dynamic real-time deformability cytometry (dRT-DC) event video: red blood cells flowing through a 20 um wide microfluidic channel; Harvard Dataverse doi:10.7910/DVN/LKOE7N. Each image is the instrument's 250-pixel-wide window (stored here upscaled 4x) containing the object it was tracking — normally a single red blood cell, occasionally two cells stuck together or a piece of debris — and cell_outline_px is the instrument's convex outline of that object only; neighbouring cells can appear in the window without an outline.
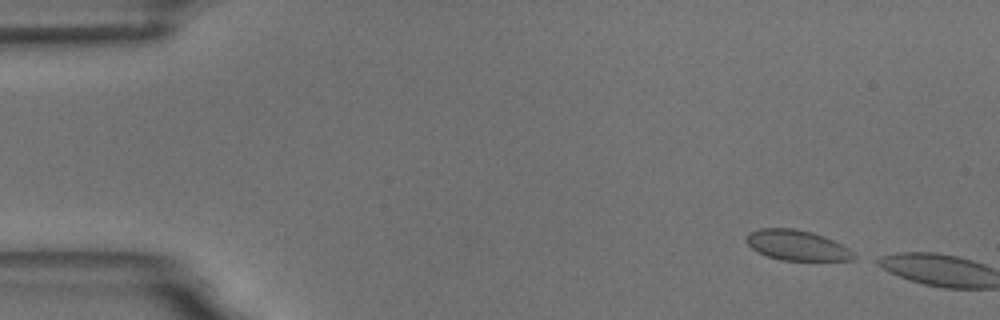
{"species": "common noctule bat (a hibernating species)", "species_latin": "Nyctalus noctula", "temperature_condition": "room temperature", "stored_images_in_passage": 6, "camera_frame_rate_fps": 3000, "um_per_image_px": 0.085, "animal": {"sex": "male", "body_mass_g": 18.8}, "frame": {"image": 1, "passage_image": 2, "time_ms": 0.333, "image_size_px": [1000, 320], "cell_outline_px": [[856, 256], [852, 260], [780, 260], [768, 256], [752, 248], [744, 240], [748, 232], [760, 228], [796, 228], [812, 232], [824, 236], [848, 248]], "centroid_in_image_um": [67.7, 20.83], "position_along_channel_um": 17.3, "area_um2": 18.84}}